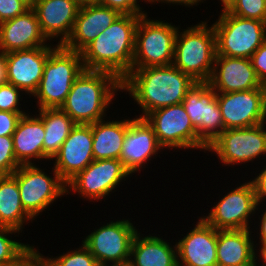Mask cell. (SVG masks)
Returning a JSON list of instances; mask_svg holds the SVG:
<instances>
[{"instance_id": "cell-1", "label": "cell", "mask_w": 266, "mask_h": 266, "mask_svg": "<svg viewBox=\"0 0 266 266\" xmlns=\"http://www.w3.org/2000/svg\"><path fill=\"white\" fill-rule=\"evenodd\" d=\"M197 84L173 64L131 70L122 80V93L129 94L144 118L148 113L166 106L182 103L186 94ZM128 92V93H127Z\"/></svg>"}, {"instance_id": "cell-2", "label": "cell", "mask_w": 266, "mask_h": 266, "mask_svg": "<svg viewBox=\"0 0 266 266\" xmlns=\"http://www.w3.org/2000/svg\"><path fill=\"white\" fill-rule=\"evenodd\" d=\"M142 15L121 14L82 51L85 70L107 71L121 81L130 73L135 31Z\"/></svg>"}, {"instance_id": "cell-3", "label": "cell", "mask_w": 266, "mask_h": 266, "mask_svg": "<svg viewBox=\"0 0 266 266\" xmlns=\"http://www.w3.org/2000/svg\"><path fill=\"white\" fill-rule=\"evenodd\" d=\"M117 92L122 93V81L116 75L84 69L60 108L76 124L90 125L106 118Z\"/></svg>"}, {"instance_id": "cell-4", "label": "cell", "mask_w": 266, "mask_h": 266, "mask_svg": "<svg viewBox=\"0 0 266 266\" xmlns=\"http://www.w3.org/2000/svg\"><path fill=\"white\" fill-rule=\"evenodd\" d=\"M208 21L205 19L186 29L179 26L175 38L172 64L197 83H208L217 55L215 31Z\"/></svg>"}, {"instance_id": "cell-5", "label": "cell", "mask_w": 266, "mask_h": 266, "mask_svg": "<svg viewBox=\"0 0 266 266\" xmlns=\"http://www.w3.org/2000/svg\"><path fill=\"white\" fill-rule=\"evenodd\" d=\"M84 70L81 52L71 51L58 45L48 56L43 76L33 94L38 110L60 108L75 79Z\"/></svg>"}, {"instance_id": "cell-6", "label": "cell", "mask_w": 266, "mask_h": 266, "mask_svg": "<svg viewBox=\"0 0 266 266\" xmlns=\"http://www.w3.org/2000/svg\"><path fill=\"white\" fill-rule=\"evenodd\" d=\"M148 16L142 15L136 27L131 70L173 63L179 25L162 19H151Z\"/></svg>"}, {"instance_id": "cell-7", "label": "cell", "mask_w": 266, "mask_h": 266, "mask_svg": "<svg viewBox=\"0 0 266 266\" xmlns=\"http://www.w3.org/2000/svg\"><path fill=\"white\" fill-rule=\"evenodd\" d=\"M212 23L216 35L217 55L248 58L266 40V22L245 19L220 11Z\"/></svg>"}, {"instance_id": "cell-8", "label": "cell", "mask_w": 266, "mask_h": 266, "mask_svg": "<svg viewBox=\"0 0 266 266\" xmlns=\"http://www.w3.org/2000/svg\"><path fill=\"white\" fill-rule=\"evenodd\" d=\"M51 174L39 164L21 165L13 172L17 178L24 210L35 220L45 209L66 195V183L52 166ZM53 174V175H52Z\"/></svg>"}, {"instance_id": "cell-9", "label": "cell", "mask_w": 266, "mask_h": 266, "mask_svg": "<svg viewBox=\"0 0 266 266\" xmlns=\"http://www.w3.org/2000/svg\"><path fill=\"white\" fill-rule=\"evenodd\" d=\"M207 151L217 156L221 166H248L247 163H255V159H264L265 162L266 122L247 128L225 129L207 147Z\"/></svg>"}, {"instance_id": "cell-10", "label": "cell", "mask_w": 266, "mask_h": 266, "mask_svg": "<svg viewBox=\"0 0 266 266\" xmlns=\"http://www.w3.org/2000/svg\"><path fill=\"white\" fill-rule=\"evenodd\" d=\"M128 177L133 176L124 168L120 159L93 160L66 183V197L78 194V198L89 203L107 200L108 196L111 198L116 192L115 189L128 181Z\"/></svg>"}, {"instance_id": "cell-11", "label": "cell", "mask_w": 266, "mask_h": 266, "mask_svg": "<svg viewBox=\"0 0 266 266\" xmlns=\"http://www.w3.org/2000/svg\"><path fill=\"white\" fill-rule=\"evenodd\" d=\"M96 227L82 240V244L96 258L100 266L125 264L130 261L131 244L139 231L135 221L126 217L113 219Z\"/></svg>"}, {"instance_id": "cell-12", "label": "cell", "mask_w": 266, "mask_h": 266, "mask_svg": "<svg viewBox=\"0 0 266 266\" xmlns=\"http://www.w3.org/2000/svg\"><path fill=\"white\" fill-rule=\"evenodd\" d=\"M245 181L239 182L240 185H235L221 198L219 195L218 202H214L211 210L201 218L216 230L250 229L258 202L253 183Z\"/></svg>"}, {"instance_id": "cell-13", "label": "cell", "mask_w": 266, "mask_h": 266, "mask_svg": "<svg viewBox=\"0 0 266 266\" xmlns=\"http://www.w3.org/2000/svg\"><path fill=\"white\" fill-rule=\"evenodd\" d=\"M144 119L153 128L164 149L199 150V137L182 103L162 107L148 113Z\"/></svg>"}, {"instance_id": "cell-14", "label": "cell", "mask_w": 266, "mask_h": 266, "mask_svg": "<svg viewBox=\"0 0 266 266\" xmlns=\"http://www.w3.org/2000/svg\"><path fill=\"white\" fill-rule=\"evenodd\" d=\"M215 95L225 129L247 128L266 122V86Z\"/></svg>"}, {"instance_id": "cell-15", "label": "cell", "mask_w": 266, "mask_h": 266, "mask_svg": "<svg viewBox=\"0 0 266 266\" xmlns=\"http://www.w3.org/2000/svg\"><path fill=\"white\" fill-rule=\"evenodd\" d=\"M165 150L158 142L153 128L144 118H129L119 159L132 175L140 173L149 161L156 159ZM147 164V165H146Z\"/></svg>"}, {"instance_id": "cell-16", "label": "cell", "mask_w": 266, "mask_h": 266, "mask_svg": "<svg viewBox=\"0 0 266 266\" xmlns=\"http://www.w3.org/2000/svg\"><path fill=\"white\" fill-rule=\"evenodd\" d=\"M53 43L52 41L48 46L5 53L8 83L31 98L42 79L49 54L58 46Z\"/></svg>"}, {"instance_id": "cell-17", "label": "cell", "mask_w": 266, "mask_h": 266, "mask_svg": "<svg viewBox=\"0 0 266 266\" xmlns=\"http://www.w3.org/2000/svg\"><path fill=\"white\" fill-rule=\"evenodd\" d=\"M92 144V124H76L50 162L65 183L94 160Z\"/></svg>"}, {"instance_id": "cell-18", "label": "cell", "mask_w": 266, "mask_h": 266, "mask_svg": "<svg viewBox=\"0 0 266 266\" xmlns=\"http://www.w3.org/2000/svg\"><path fill=\"white\" fill-rule=\"evenodd\" d=\"M197 219L193 229L176 239L178 266H218L217 230L201 217Z\"/></svg>"}, {"instance_id": "cell-19", "label": "cell", "mask_w": 266, "mask_h": 266, "mask_svg": "<svg viewBox=\"0 0 266 266\" xmlns=\"http://www.w3.org/2000/svg\"><path fill=\"white\" fill-rule=\"evenodd\" d=\"M208 84L214 93L247 91L263 86L250 59L222 55H216Z\"/></svg>"}, {"instance_id": "cell-20", "label": "cell", "mask_w": 266, "mask_h": 266, "mask_svg": "<svg viewBox=\"0 0 266 266\" xmlns=\"http://www.w3.org/2000/svg\"><path fill=\"white\" fill-rule=\"evenodd\" d=\"M31 8L46 39L63 45L71 35L80 5L75 0H35Z\"/></svg>"}, {"instance_id": "cell-21", "label": "cell", "mask_w": 266, "mask_h": 266, "mask_svg": "<svg viewBox=\"0 0 266 266\" xmlns=\"http://www.w3.org/2000/svg\"><path fill=\"white\" fill-rule=\"evenodd\" d=\"M120 15L119 11L99 3L80 5L71 35L62 46L81 52Z\"/></svg>"}, {"instance_id": "cell-22", "label": "cell", "mask_w": 266, "mask_h": 266, "mask_svg": "<svg viewBox=\"0 0 266 266\" xmlns=\"http://www.w3.org/2000/svg\"><path fill=\"white\" fill-rule=\"evenodd\" d=\"M37 15L30 8L24 14L0 23V51L4 53L48 46Z\"/></svg>"}, {"instance_id": "cell-23", "label": "cell", "mask_w": 266, "mask_h": 266, "mask_svg": "<svg viewBox=\"0 0 266 266\" xmlns=\"http://www.w3.org/2000/svg\"><path fill=\"white\" fill-rule=\"evenodd\" d=\"M253 229L217 230L218 266H257Z\"/></svg>"}, {"instance_id": "cell-24", "label": "cell", "mask_w": 266, "mask_h": 266, "mask_svg": "<svg viewBox=\"0 0 266 266\" xmlns=\"http://www.w3.org/2000/svg\"><path fill=\"white\" fill-rule=\"evenodd\" d=\"M153 234L144 236L140 230L135 234L131 244V266H178L176 240L173 243L172 239Z\"/></svg>"}, {"instance_id": "cell-25", "label": "cell", "mask_w": 266, "mask_h": 266, "mask_svg": "<svg viewBox=\"0 0 266 266\" xmlns=\"http://www.w3.org/2000/svg\"><path fill=\"white\" fill-rule=\"evenodd\" d=\"M29 112L22 115L12 134L14 154L20 165H32L43 160V140L45 129L43 120Z\"/></svg>"}, {"instance_id": "cell-26", "label": "cell", "mask_w": 266, "mask_h": 266, "mask_svg": "<svg viewBox=\"0 0 266 266\" xmlns=\"http://www.w3.org/2000/svg\"><path fill=\"white\" fill-rule=\"evenodd\" d=\"M110 116L92 124L94 160L119 159L129 119L111 120ZM108 119V120H107Z\"/></svg>"}, {"instance_id": "cell-27", "label": "cell", "mask_w": 266, "mask_h": 266, "mask_svg": "<svg viewBox=\"0 0 266 266\" xmlns=\"http://www.w3.org/2000/svg\"><path fill=\"white\" fill-rule=\"evenodd\" d=\"M30 222L34 219L22 206L17 178L13 174L0 176V226L14 228L23 236L24 226Z\"/></svg>"}, {"instance_id": "cell-28", "label": "cell", "mask_w": 266, "mask_h": 266, "mask_svg": "<svg viewBox=\"0 0 266 266\" xmlns=\"http://www.w3.org/2000/svg\"><path fill=\"white\" fill-rule=\"evenodd\" d=\"M37 112L45 129L43 161L51 162L76 123L61 108H45Z\"/></svg>"}, {"instance_id": "cell-29", "label": "cell", "mask_w": 266, "mask_h": 266, "mask_svg": "<svg viewBox=\"0 0 266 266\" xmlns=\"http://www.w3.org/2000/svg\"><path fill=\"white\" fill-rule=\"evenodd\" d=\"M208 83H197L182 101L190 120L197 130L199 149L205 153V122L208 114Z\"/></svg>"}, {"instance_id": "cell-30", "label": "cell", "mask_w": 266, "mask_h": 266, "mask_svg": "<svg viewBox=\"0 0 266 266\" xmlns=\"http://www.w3.org/2000/svg\"><path fill=\"white\" fill-rule=\"evenodd\" d=\"M20 233L14 228L0 226V264H25L36 253L34 244L13 240L12 236L18 234L14 237H19Z\"/></svg>"}, {"instance_id": "cell-31", "label": "cell", "mask_w": 266, "mask_h": 266, "mask_svg": "<svg viewBox=\"0 0 266 266\" xmlns=\"http://www.w3.org/2000/svg\"><path fill=\"white\" fill-rule=\"evenodd\" d=\"M35 247V252L47 264V266H100L96 258L81 243V246L58 256H45L40 249Z\"/></svg>"}, {"instance_id": "cell-32", "label": "cell", "mask_w": 266, "mask_h": 266, "mask_svg": "<svg viewBox=\"0 0 266 266\" xmlns=\"http://www.w3.org/2000/svg\"><path fill=\"white\" fill-rule=\"evenodd\" d=\"M225 130L215 93L208 90V114L205 122V153L207 147Z\"/></svg>"}, {"instance_id": "cell-33", "label": "cell", "mask_w": 266, "mask_h": 266, "mask_svg": "<svg viewBox=\"0 0 266 266\" xmlns=\"http://www.w3.org/2000/svg\"><path fill=\"white\" fill-rule=\"evenodd\" d=\"M227 11L241 18L266 22V0H236Z\"/></svg>"}, {"instance_id": "cell-34", "label": "cell", "mask_w": 266, "mask_h": 266, "mask_svg": "<svg viewBox=\"0 0 266 266\" xmlns=\"http://www.w3.org/2000/svg\"><path fill=\"white\" fill-rule=\"evenodd\" d=\"M24 93L16 86L6 83L0 85V111L28 113L25 108L21 106L20 101H23ZM22 96V97H21Z\"/></svg>"}, {"instance_id": "cell-35", "label": "cell", "mask_w": 266, "mask_h": 266, "mask_svg": "<svg viewBox=\"0 0 266 266\" xmlns=\"http://www.w3.org/2000/svg\"><path fill=\"white\" fill-rule=\"evenodd\" d=\"M20 166L15 158L12 136H0V176L12 175Z\"/></svg>"}, {"instance_id": "cell-36", "label": "cell", "mask_w": 266, "mask_h": 266, "mask_svg": "<svg viewBox=\"0 0 266 266\" xmlns=\"http://www.w3.org/2000/svg\"><path fill=\"white\" fill-rule=\"evenodd\" d=\"M147 3L151 5V0H99V4L115 9L121 14L131 15H149L147 10L141 6V3ZM143 10V11H142Z\"/></svg>"}, {"instance_id": "cell-37", "label": "cell", "mask_w": 266, "mask_h": 266, "mask_svg": "<svg viewBox=\"0 0 266 266\" xmlns=\"http://www.w3.org/2000/svg\"><path fill=\"white\" fill-rule=\"evenodd\" d=\"M30 8L24 0H0V23L22 15Z\"/></svg>"}, {"instance_id": "cell-38", "label": "cell", "mask_w": 266, "mask_h": 266, "mask_svg": "<svg viewBox=\"0 0 266 266\" xmlns=\"http://www.w3.org/2000/svg\"><path fill=\"white\" fill-rule=\"evenodd\" d=\"M253 68L262 85L266 86V40L250 57Z\"/></svg>"}, {"instance_id": "cell-39", "label": "cell", "mask_w": 266, "mask_h": 266, "mask_svg": "<svg viewBox=\"0 0 266 266\" xmlns=\"http://www.w3.org/2000/svg\"><path fill=\"white\" fill-rule=\"evenodd\" d=\"M25 114L27 113L0 111V136H12L20 118Z\"/></svg>"}, {"instance_id": "cell-40", "label": "cell", "mask_w": 266, "mask_h": 266, "mask_svg": "<svg viewBox=\"0 0 266 266\" xmlns=\"http://www.w3.org/2000/svg\"><path fill=\"white\" fill-rule=\"evenodd\" d=\"M264 205H265V208L261 209V207H264ZM264 205L263 204H258L257 205L255 214L258 215L259 212H262V213L260 215H258V218H257V219H259L258 221H255V220L253 221V222H255L253 227H256L255 224L258 223L257 224L258 226L255 228V230H257V232L256 231L255 232L252 231V233H254L253 234V239L254 240L257 239V241L259 239L258 243H256L257 242L256 240L254 241V245H255L256 251H258L261 247L266 245V204H264ZM259 209H261L262 211L259 210ZM259 216H261V217H259ZM254 235H256V236H254Z\"/></svg>"}, {"instance_id": "cell-41", "label": "cell", "mask_w": 266, "mask_h": 266, "mask_svg": "<svg viewBox=\"0 0 266 266\" xmlns=\"http://www.w3.org/2000/svg\"><path fill=\"white\" fill-rule=\"evenodd\" d=\"M261 167L262 170L258 171L260 173L254 174L255 177L250 179L255 189L258 204H264L263 202L266 201V164Z\"/></svg>"}, {"instance_id": "cell-42", "label": "cell", "mask_w": 266, "mask_h": 266, "mask_svg": "<svg viewBox=\"0 0 266 266\" xmlns=\"http://www.w3.org/2000/svg\"><path fill=\"white\" fill-rule=\"evenodd\" d=\"M206 0H151V5L157 4H165L166 5H173V6H184L185 8H194L198 6L200 3H203ZM191 6V7H190Z\"/></svg>"}, {"instance_id": "cell-43", "label": "cell", "mask_w": 266, "mask_h": 266, "mask_svg": "<svg viewBox=\"0 0 266 266\" xmlns=\"http://www.w3.org/2000/svg\"><path fill=\"white\" fill-rule=\"evenodd\" d=\"M6 83H8L6 54L0 51V85H4Z\"/></svg>"}, {"instance_id": "cell-44", "label": "cell", "mask_w": 266, "mask_h": 266, "mask_svg": "<svg viewBox=\"0 0 266 266\" xmlns=\"http://www.w3.org/2000/svg\"><path fill=\"white\" fill-rule=\"evenodd\" d=\"M23 266H47V264L35 253Z\"/></svg>"}, {"instance_id": "cell-45", "label": "cell", "mask_w": 266, "mask_h": 266, "mask_svg": "<svg viewBox=\"0 0 266 266\" xmlns=\"http://www.w3.org/2000/svg\"><path fill=\"white\" fill-rule=\"evenodd\" d=\"M257 266H266V245L257 251Z\"/></svg>"}, {"instance_id": "cell-46", "label": "cell", "mask_w": 266, "mask_h": 266, "mask_svg": "<svg viewBox=\"0 0 266 266\" xmlns=\"http://www.w3.org/2000/svg\"><path fill=\"white\" fill-rule=\"evenodd\" d=\"M236 0H218L221 4V11L228 10Z\"/></svg>"}, {"instance_id": "cell-47", "label": "cell", "mask_w": 266, "mask_h": 266, "mask_svg": "<svg viewBox=\"0 0 266 266\" xmlns=\"http://www.w3.org/2000/svg\"><path fill=\"white\" fill-rule=\"evenodd\" d=\"M79 5L98 3L99 0H75Z\"/></svg>"}, {"instance_id": "cell-48", "label": "cell", "mask_w": 266, "mask_h": 266, "mask_svg": "<svg viewBox=\"0 0 266 266\" xmlns=\"http://www.w3.org/2000/svg\"><path fill=\"white\" fill-rule=\"evenodd\" d=\"M105 266H131V264L128 262L125 264H114V265H105Z\"/></svg>"}, {"instance_id": "cell-49", "label": "cell", "mask_w": 266, "mask_h": 266, "mask_svg": "<svg viewBox=\"0 0 266 266\" xmlns=\"http://www.w3.org/2000/svg\"><path fill=\"white\" fill-rule=\"evenodd\" d=\"M24 264H0V266H23Z\"/></svg>"}, {"instance_id": "cell-50", "label": "cell", "mask_w": 266, "mask_h": 266, "mask_svg": "<svg viewBox=\"0 0 266 266\" xmlns=\"http://www.w3.org/2000/svg\"><path fill=\"white\" fill-rule=\"evenodd\" d=\"M24 1H26L30 6H32L33 3L35 2V0H24Z\"/></svg>"}]
</instances>
